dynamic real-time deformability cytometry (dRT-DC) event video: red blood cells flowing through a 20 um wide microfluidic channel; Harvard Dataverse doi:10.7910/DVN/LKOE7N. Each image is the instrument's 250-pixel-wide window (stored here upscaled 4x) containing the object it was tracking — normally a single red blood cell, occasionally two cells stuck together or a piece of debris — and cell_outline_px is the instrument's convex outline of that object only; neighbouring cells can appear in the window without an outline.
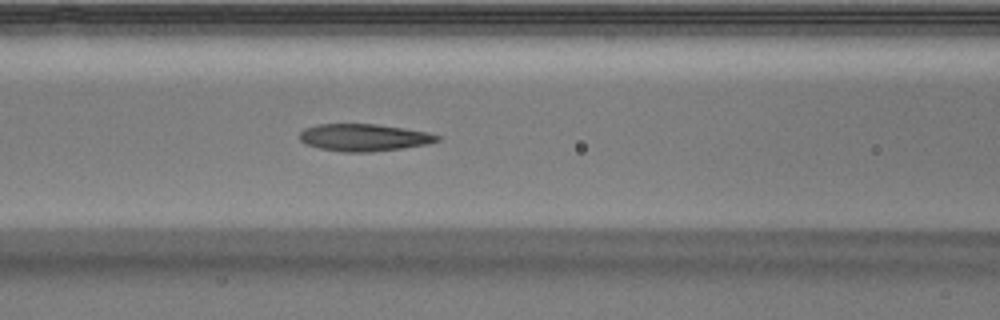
{"species": "Egyptian fruit bat (a non-hibernating species)", "species_latin": "Rousettus aegyptiacus", "temperature_condition": "warm", "stored_images_in_passage": 27, "camera_frame_rate_fps": 3000, "um_per_image_px": 0.085, "animal": {"sex": "male"}, "frame": {"image": 1, "passage_image": 7, "time_ms": 2.0, "image_size_px": [1000, 320], "cell_outline_px": [[440, 140], [428, 144], [372, 152], [344, 152], [320, 148], [304, 144], [300, 140], [300, 132], [304, 128], [320, 124], [376, 124], [404, 128], [428, 132], [440, 136]], "centroid_in_image_um": [30.93, 11.68], "position_along_channel_um": 135.7, "area_um2": 21.79}}
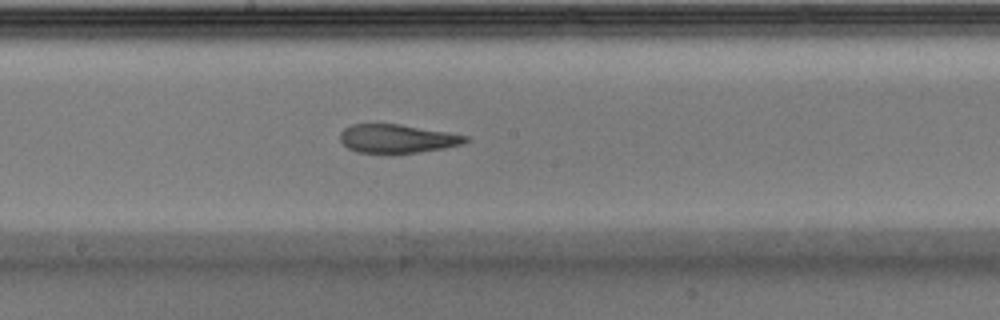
{"frame": {"image": 2, "passage_image": 13, "time_ms": 4.0, "image_size_px": [1000, 320], "cell_outline_px": [[472, 140], [464, 144], [444, 148], [392, 156], [388, 156], [356, 152], [348, 148], [340, 140], [340, 132], [344, 128], [352, 124], [400, 124], [448, 132], [468, 136]], "centroid_in_image_um": [33.76, 11.82], "position_along_channel_um": 214.4, "area_um2": 21.73}}
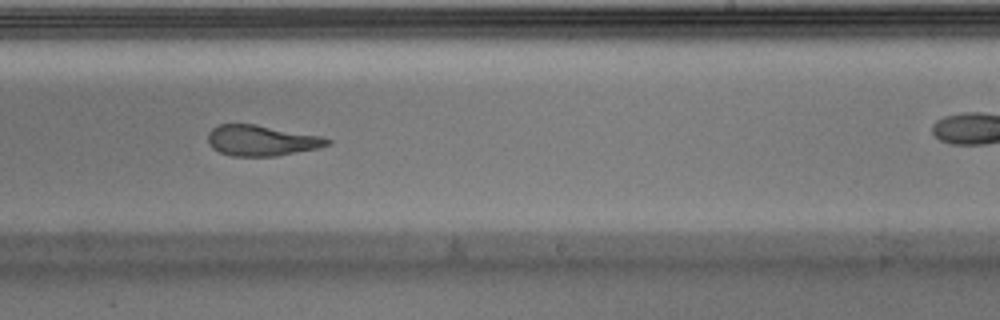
{"frame": {"image": 3, "passage_image": 17, "time_ms": 5.333, "image_size_px": [1000, 320], "cell_outline_px": [[332, 144], [316, 148], [276, 156], [232, 156], [220, 152], [212, 148], [208, 144], [208, 132], [212, 128], [220, 124], [256, 124], [320, 136], [332, 140]], "centroid_in_image_um": [22.2, 11.94], "position_along_channel_um": 266.8, "area_um2": 21.27}}